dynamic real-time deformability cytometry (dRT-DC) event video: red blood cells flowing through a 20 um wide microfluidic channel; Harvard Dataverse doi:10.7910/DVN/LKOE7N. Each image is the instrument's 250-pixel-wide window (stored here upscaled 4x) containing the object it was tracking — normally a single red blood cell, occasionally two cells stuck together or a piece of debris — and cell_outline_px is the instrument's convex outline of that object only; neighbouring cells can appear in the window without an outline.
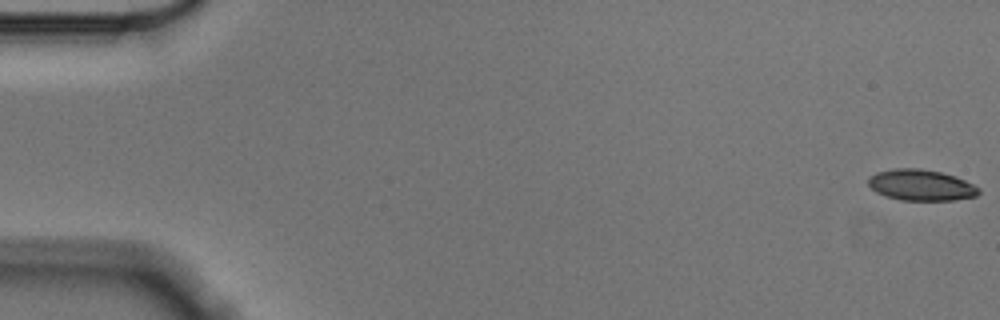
{"species": "Egyptian fruit bat (a non-hibernating species)", "species_latin": "Rousettus aegyptiacus", "temperature_condition": "cold", "stored_images_in_passage": 57, "camera_frame_rate_fps": 3000, "um_per_image_px": 0.085, "animal": {"sex": "male"}, "frame": {"image": 1, "passage_image": 1, "time_ms": 0.0, "image_size_px": [1000, 320], "cell_outline_px": [[980, 192], [976, 196], [952, 200], [900, 200], [884, 196], [876, 192], [868, 184], [868, 176], [876, 172], [896, 168], [920, 168], [940, 172], [956, 176], [980, 188]], "centroid_in_image_um": [78.26, 15.73], "position_along_channel_um": 6.7, "area_um2": 20.06}}
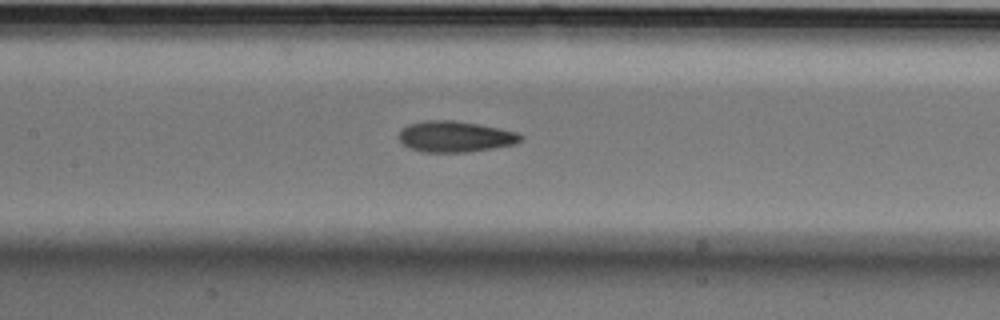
{"frame": {"image": 2, "passage_image": 27, "time_ms": 8.667, "image_size_px": [1000, 320], "cell_outline_px": [[524, 140], [516, 144], [468, 152], [420, 152], [408, 148], [396, 136], [400, 128], [408, 124], [424, 120], [452, 120], [480, 124], [500, 128], [516, 132], [524, 136]], "centroid_in_image_um": [38.66, 11.6], "position_along_channel_um": 168.7, "area_um2": 22.43}}
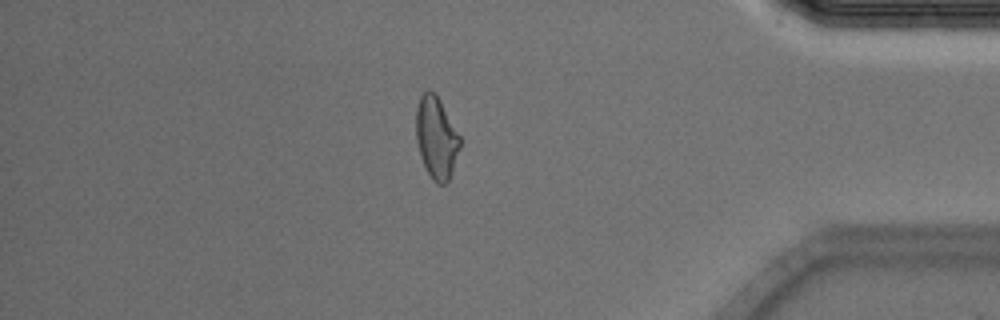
{"frame": {"image": 3, "passage_image": 49, "time_ms": 16.0, "image_size_px": [1000, 320], "cell_outline_px": [[460, 148], [452, 172], [448, 180], [444, 184], [436, 184], [432, 180], [420, 156], [416, 140], [416, 108], [420, 96], [428, 88], [436, 92], [460, 136]], "centroid_in_image_um": [37.08, 11.67], "position_along_channel_um": 398.1, "area_um2": 21.1}, "authors_computed_cell_mechanics": {"area_um2": 21.2126, "velocity_mm_per_s": 3.5494, "shape_relaxation_time_tau1_ms": 4.4284, "shape_relaxation_time_tau2_ms": 3.236, "deformation_change_tau1": 0.1328, "deformation_change_tau2": 0.0809}}